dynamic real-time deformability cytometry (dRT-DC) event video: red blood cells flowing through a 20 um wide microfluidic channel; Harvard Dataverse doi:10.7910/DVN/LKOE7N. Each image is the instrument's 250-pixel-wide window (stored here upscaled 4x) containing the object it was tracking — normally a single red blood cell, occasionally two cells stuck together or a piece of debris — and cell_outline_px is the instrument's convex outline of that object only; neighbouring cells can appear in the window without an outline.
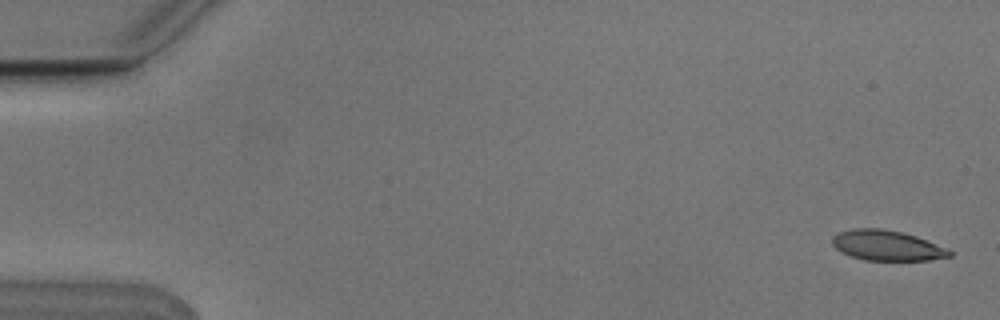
{"species": "Egyptian fruit bat (a non-hibernating species)", "species_latin": "Rousettus aegyptiacus", "temperature_condition": "cold", "stored_images_in_passage": 6, "camera_frame_rate_fps": 3000, "um_per_image_px": 0.085, "animal": {"sex": "male"}, "frame": {"image": 1, "passage_image": 1, "time_ms": 0.0, "image_size_px": [1000, 320], "cell_outline_px": [[952, 256], [928, 260], [864, 260], [852, 256], [836, 248], [832, 244], [832, 236], [840, 232], [852, 228], [880, 228], [904, 232], [916, 236], [948, 248], [952, 252]], "centroid_in_image_um": [75.41, 20.85], "position_along_channel_um": 9.6, "area_um2": 20.63}}